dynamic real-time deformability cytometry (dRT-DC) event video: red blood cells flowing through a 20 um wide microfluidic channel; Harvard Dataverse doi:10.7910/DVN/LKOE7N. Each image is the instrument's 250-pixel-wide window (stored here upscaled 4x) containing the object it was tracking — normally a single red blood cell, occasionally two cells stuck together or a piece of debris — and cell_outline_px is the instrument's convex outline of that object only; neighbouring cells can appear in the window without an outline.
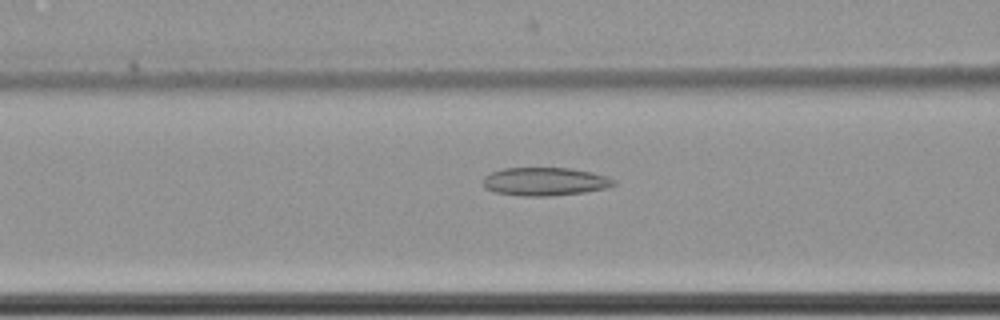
{"species": "common noctule bat (a hibernating species)", "species_latin": "Nyctalus noctula", "temperature_condition": "cold", "stored_images_in_passage": 31, "camera_frame_rate_fps": 3000, "um_per_image_px": 0.085, "animal": {"sex": "female", "body_mass_g": 22.7, "forearm_length_mm": 54.2}, "frame": {"image": 1, "passage_image": 18, "time_ms": 5.667, "image_size_px": [1000, 320], "cell_outline_px": [[616, 184], [608, 188], [584, 192], [552, 196], [520, 196], [496, 192], [484, 188], [484, 176], [492, 172], [504, 168], [568, 168], [592, 172], [608, 176], [616, 180]], "centroid_in_image_um": [46.35, 15.43], "position_along_channel_um": 120.2, "area_um2": 21.62}}
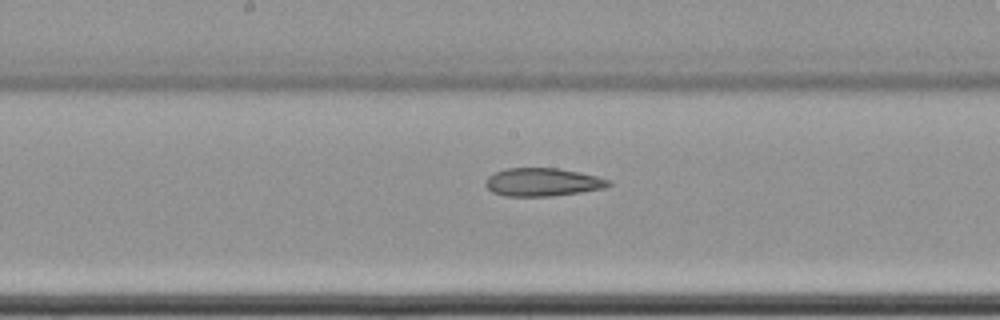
{"frame": {"image": 2, "passage_image": 25, "time_ms": 8.0, "image_size_px": [1000, 320], "cell_outline_px": [[612, 184], [604, 188], [580, 192], [552, 196], [504, 196], [492, 192], [484, 184], [484, 180], [488, 176], [496, 172], [508, 168], [560, 168], [596, 176], [612, 180]], "centroid_in_image_um": [46.11, 15.48], "position_along_channel_um": 202.1, "area_um2": 20.23}}
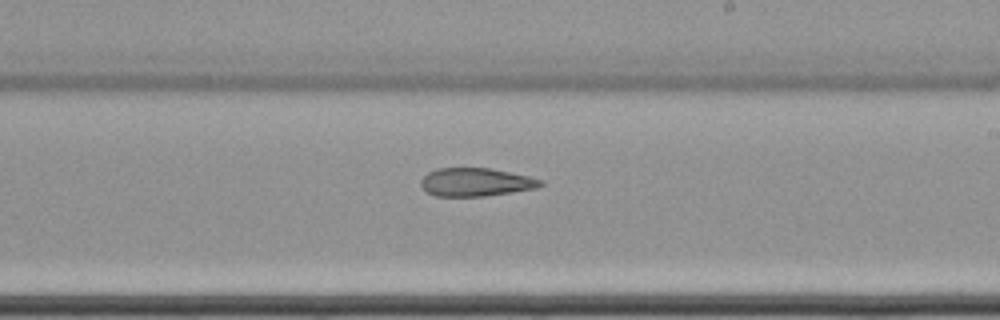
{"frame": {"image": 3, "passage_image": 29, "time_ms": 9.333, "image_size_px": [1000, 320], "cell_outline_px": [[544, 184], [540, 188], [484, 196], [436, 196], [428, 192], [420, 184], [420, 180], [428, 172], [436, 168], [492, 168], [528, 176], [544, 180]], "centroid_in_image_um": [40.48, 15.48], "position_along_channel_um": 248.5, "area_um2": 19.83}}